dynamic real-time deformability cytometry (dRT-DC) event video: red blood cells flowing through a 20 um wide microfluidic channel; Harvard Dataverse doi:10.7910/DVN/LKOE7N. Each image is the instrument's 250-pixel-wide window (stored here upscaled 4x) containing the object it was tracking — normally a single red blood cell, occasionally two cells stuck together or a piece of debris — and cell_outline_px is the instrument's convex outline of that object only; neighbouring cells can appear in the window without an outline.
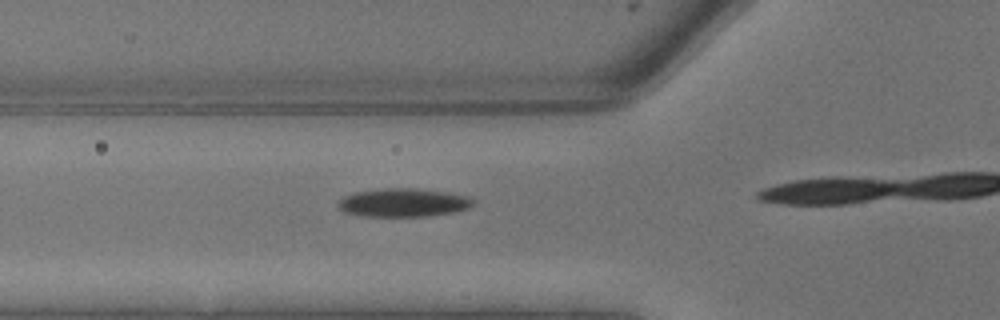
{"species": "common noctule bat (a hibernating species)", "species_latin": "Nyctalus noctula", "temperature_condition": "warm", "stored_images_in_passage": 4, "camera_frame_rate_fps": 3000, "um_per_image_px": 0.085, "animal": {"sex": "male", "body_mass_g": 13.3}, "frame": {"image": 1, "passage_image": 3, "time_ms": 0.667, "image_size_px": [1000, 320], "cell_outline_px": [[472, 204], [468, 208], [452, 212], [428, 216], [360, 216], [344, 212], [336, 208], [336, 204], [344, 196], [356, 192], [384, 188], [416, 188], [448, 192], [468, 196], [472, 200]], "centroid_in_image_um": [34.22, 17.22], "position_along_channel_um": 91.6, "area_um2": 22.37}}